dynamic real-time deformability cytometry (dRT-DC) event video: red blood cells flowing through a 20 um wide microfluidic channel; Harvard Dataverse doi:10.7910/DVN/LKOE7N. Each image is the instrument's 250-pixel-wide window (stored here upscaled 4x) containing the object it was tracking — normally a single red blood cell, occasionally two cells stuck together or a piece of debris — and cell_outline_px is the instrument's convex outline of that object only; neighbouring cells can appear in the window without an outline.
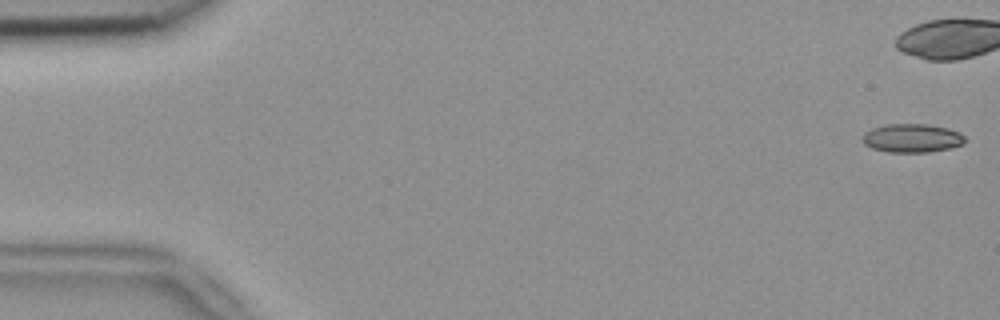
{"species": "common noctule bat (a hibernating species)", "species_latin": "Nyctalus noctula", "temperature_condition": "room temperature", "stored_images_in_passage": 42, "camera_frame_rate_fps": 3000, "um_per_image_px": 0.085, "animal": {"sex": "female", "body_mass_g": 18.4}, "frame": {"image": 1, "passage_image": 1, "time_ms": 0.0, "image_size_px": [1000, 320], "cell_outline_px": [[964, 144], [948, 148], [928, 152], [888, 152], [872, 148], [864, 144], [860, 140], [864, 132], [872, 128], [888, 124], [928, 124], [948, 128], [960, 132], [964, 136]], "centroid_in_image_um": [77.49, 11.73], "position_along_channel_um": 7.5, "area_um2": 17.17}}
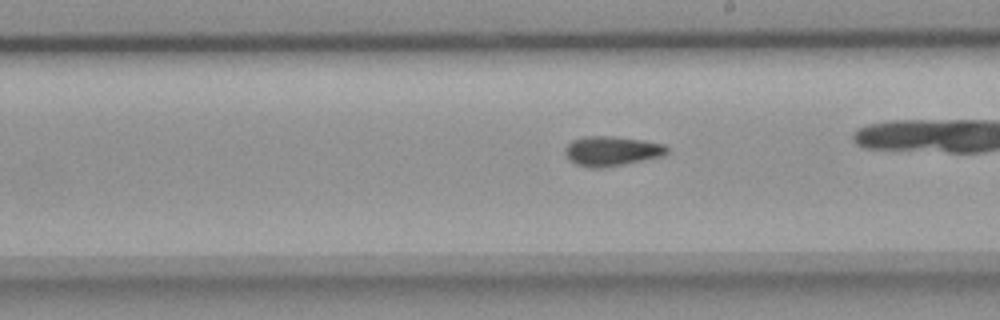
{"frame": {"image": 2, "passage_image": 30, "time_ms": 9.667, "image_size_px": [1000, 320], "cell_outline_px": [[668, 152], [664, 156], [604, 168], [592, 168], [576, 164], [568, 160], [564, 152], [564, 148], [572, 140], [584, 136], [612, 136], [640, 140], [664, 144], [668, 148]], "centroid_in_image_um": [51.97, 12.85], "position_along_channel_um": 237.0, "area_um2": 17.74}}